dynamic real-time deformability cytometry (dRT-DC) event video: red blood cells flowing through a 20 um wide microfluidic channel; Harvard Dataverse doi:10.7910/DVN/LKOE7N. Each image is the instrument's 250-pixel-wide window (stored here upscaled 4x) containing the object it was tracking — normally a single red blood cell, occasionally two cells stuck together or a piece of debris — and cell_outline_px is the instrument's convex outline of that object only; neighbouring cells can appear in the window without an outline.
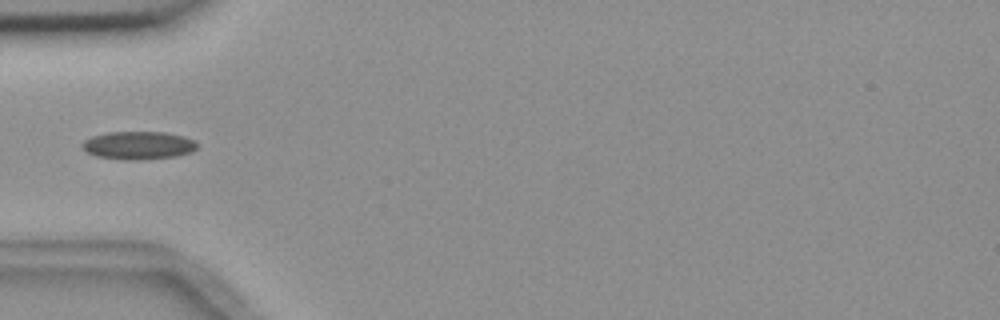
{"species": "common noctule bat (a hibernating species)", "species_latin": "Nyctalus noctula", "temperature_condition": "room temperature", "stored_images_in_passage": 7, "camera_frame_rate_fps": 3000, "um_per_image_px": 0.085, "animal": {"sex": "female", "body_mass_g": 18.4}, "frame": {"image": 1, "passage_image": 5, "time_ms": 4.667, "image_size_px": [1000, 320], "cell_outline_px": [[200, 144], [192, 152], [176, 156], [140, 160], [124, 160], [96, 156], [88, 152], [80, 144], [84, 140], [92, 136], [108, 132], [164, 132], [184, 136], [196, 140]], "centroid_in_image_um": [11.8, 12.35], "position_along_channel_um": 73.2, "area_um2": 18.96}}
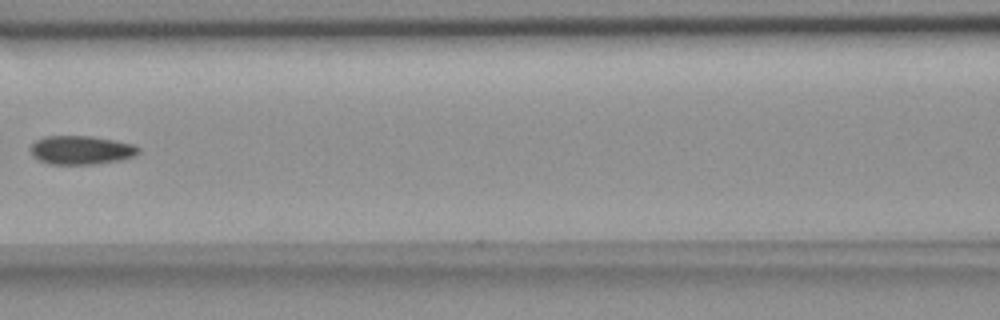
{"frame": {"image": 2, "passage_image": 7, "time_ms": 7.0, "image_size_px": [1000, 320], "cell_outline_px": [[140, 152], [132, 156], [120, 160], [92, 164], [52, 164], [40, 160], [32, 156], [28, 148], [36, 140], [44, 136], [92, 136], [132, 144], [140, 148]], "centroid_in_image_um": [6.85, 12.75], "position_along_channel_um": 159.8, "area_um2": 17.98}}